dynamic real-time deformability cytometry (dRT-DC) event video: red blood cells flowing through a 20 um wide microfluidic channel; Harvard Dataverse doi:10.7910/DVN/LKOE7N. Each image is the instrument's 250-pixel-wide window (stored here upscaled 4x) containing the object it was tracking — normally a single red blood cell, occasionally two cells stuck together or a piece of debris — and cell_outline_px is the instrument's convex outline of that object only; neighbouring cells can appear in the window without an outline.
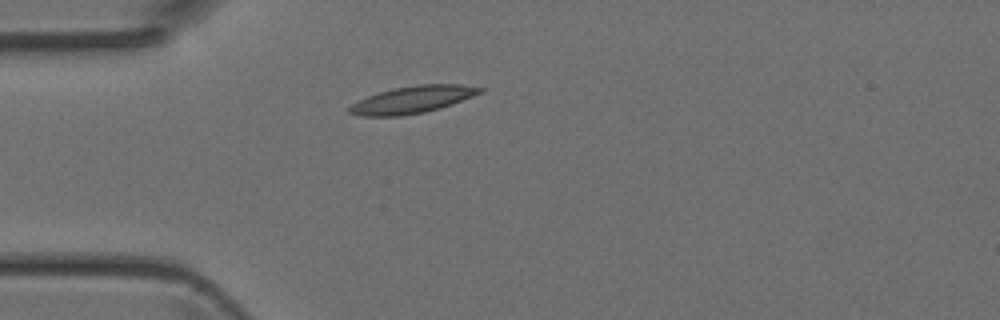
{"species": "Egyptian fruit bat (a non-hibernating species)", "species_latin": "Rousettus aegyptiacus", "temperature_condition": "room temperature", "stored_images_in_passage": 2, "camera_frame_rate_fps": 3000, "um_per_image_px": 0.085, "animal": {"sex": "female"}, "frame": {"image": 1, "passage_image": 2, "time_ms": 0.333, "image_size_px": [1000, 320], "cell_outline_px": [[484, 92], [452, 104], [440, 108], [424, 112], [400, 116], [360, 116], [348, 112], [348, 108], [352, 104], [368, 96], [392, 88], [420, 84], [460, 84], [484, 88]], "centroid_in_image_um": [35.09, 8.46], "position_along_channel_um": 49.9, "area_um2": 20.58}}